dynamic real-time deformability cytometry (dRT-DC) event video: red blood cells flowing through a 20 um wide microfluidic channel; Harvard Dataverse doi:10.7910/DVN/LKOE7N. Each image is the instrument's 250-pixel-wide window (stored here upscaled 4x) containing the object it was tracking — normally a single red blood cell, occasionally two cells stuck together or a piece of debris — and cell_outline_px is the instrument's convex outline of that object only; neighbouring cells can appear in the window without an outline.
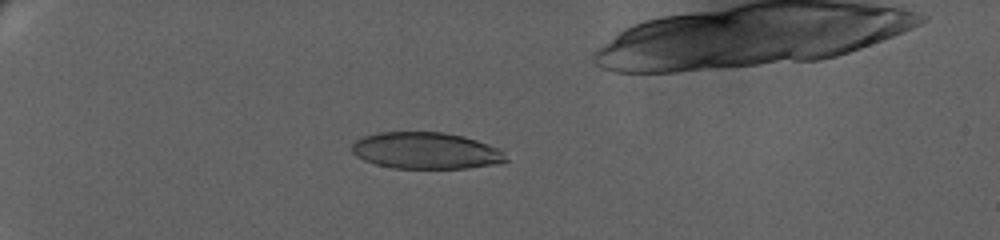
{"species": "human", "species_latin": "Homo sapiens", "temperature_condition": "warm", "stored_images_in_passage": 30, "camera_frame_rate_fps": 3000, "um_per_image_px": 0.085, "donor": {"sex": "female"}, "frame": {"image": 1, "passage_image": 24, "time_ms": 7.667, "image_size_px": [1000, 240], "cell_outline_px": [[508, 160], [500, 164], [468, 168], [392, 168], [376, 164], [364, 160], [356, 156], [352, 152], [352, 144], [356, 140], [364, 136], [380, 132], [444, 132], [464, 136], [500, 148], [504, 152]], "centroid_in_image_um": [36.24, 12.81], "position_along_channel_um": 48.8, "area_um2": 33.06}}